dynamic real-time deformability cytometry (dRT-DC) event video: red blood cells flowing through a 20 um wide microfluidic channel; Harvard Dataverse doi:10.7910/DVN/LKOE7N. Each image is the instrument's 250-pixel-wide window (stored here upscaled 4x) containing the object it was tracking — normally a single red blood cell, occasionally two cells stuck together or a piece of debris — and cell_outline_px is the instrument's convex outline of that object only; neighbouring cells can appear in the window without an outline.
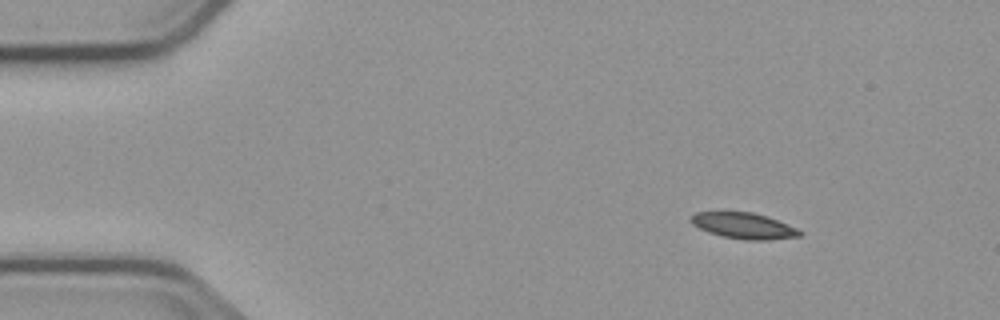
{"species": "common noctule bat (a hibernating species)", "species_latin": "Nyctalus noctula", "temperature_condition": "cold", "stored_images_in_passage": 5, "camera_frame_rate_fps": 3000, "um_per_image_px": 0.085, "animal": {"sex": "male", "body_mass_g": 23.1, "forearm_length_mm": 52.7}, "frame": {"image": 1, "passage_image": 1, "time_ms": 0.0, "image_size_px": [1000, 320], "cell_outline_px": [[804, 232], [800, 236], [768, 240], [744, 240], [724, 236], [708, 232], [692, 224], [688, 220], [696, 212], [752, 212], [768, 216], [796, 228]], "centroid_in_image_um": [63.23, 19.19], "position_along_channel_um": 21.8, "area_um2": 16.42}}
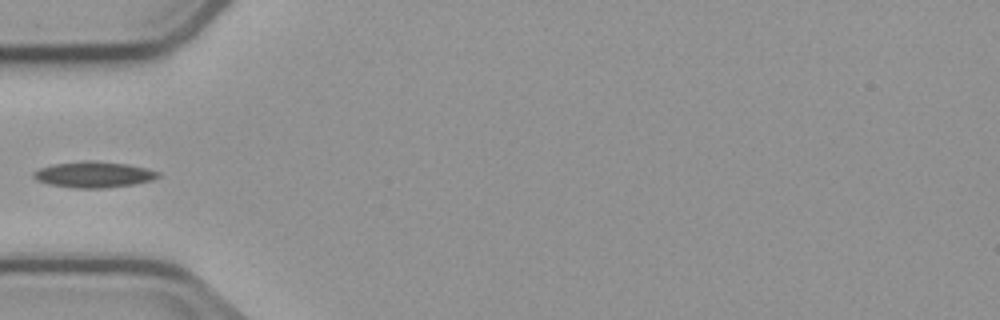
{"frame": {"image": 2, "passage_image": 4, "time_ms": 3.667, "image_size_px": [1000, 320], "cell_outline_px": [[160, 176], [152, 180], [132, 184], [108, 188], [76, 188], [48, 184], [36, 180], [32, 176], [32, 172], [40, 168], [52, 164], [84, 160], [96, 160], [128, 164], [148, 168], [160, 172]], "centroid_in_image_um": [7.96, 14.82], "position_along_channel_um": 77.0, "area_um2": 19.13}}
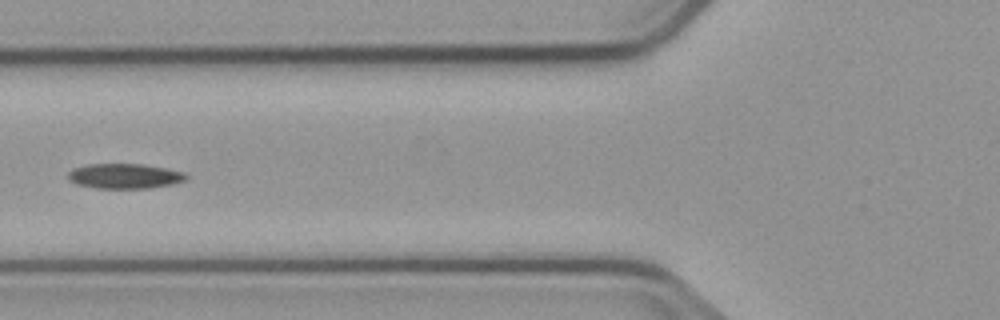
{"frame": {"image": 3, "passage_image": 5, "time_ms": 4.667, "image_size_px": [1000, 320], "cell_outline_px": [[188, 176], [184, 180], [172, 184], [148, 188], [96, 188], [76, 184], [68, 180], [68, 172], [72, 168], [88, 164], [144, 164], [184, 172]], "centroid_in_image_um": [10.55, 14.96], "position_along_channel_um": 115.3, "area_um2": 17.17}}